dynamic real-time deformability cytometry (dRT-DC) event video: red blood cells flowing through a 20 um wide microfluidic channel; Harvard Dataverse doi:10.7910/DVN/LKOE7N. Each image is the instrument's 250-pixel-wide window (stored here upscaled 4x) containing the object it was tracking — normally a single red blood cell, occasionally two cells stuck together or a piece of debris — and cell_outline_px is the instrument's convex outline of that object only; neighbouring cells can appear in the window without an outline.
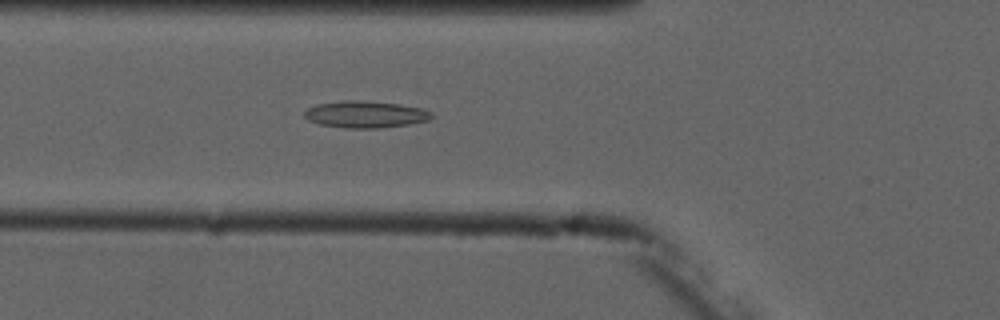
{"species": "common noctule bat (a hibernating species)", "species_latin": "Nyctalus noctula", "temperature_condition": "cold", "stored_images_in_passage": 5, "camera_frame_rate_fps": 3000, "um_per_image_px": 0.085, "animal": {"sex": "male", "forearm_length_mm": 52.5}, "frame": {"image": 1, "passage_image": 5, "time_ms": 4.667, "image_size_px": [1000, 320], "cell_outline_px": [[436, 116], [428, 120], [408, 124], [376, 128], [344, 128], [320, 124], [308, 120], [304, 116], [304, 112], [308, 108], [316, 104], [344, 100], [360, 100], [400, 104], [420, 108], [432, 112]], "centroid_in_image_um": [31.06, 9.71], "position_along_channel_um": 94.7, "area_um2": 19.88}}